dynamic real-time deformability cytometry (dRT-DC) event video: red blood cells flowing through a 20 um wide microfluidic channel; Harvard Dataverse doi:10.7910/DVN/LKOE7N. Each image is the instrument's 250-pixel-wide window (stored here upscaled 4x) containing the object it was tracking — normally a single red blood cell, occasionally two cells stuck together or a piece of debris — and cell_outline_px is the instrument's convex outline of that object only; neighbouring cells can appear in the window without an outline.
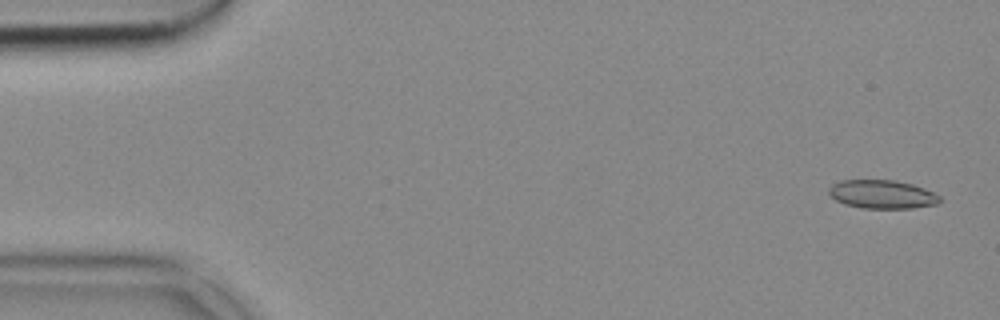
{"species": "common noctule bat (a hibernating species)", "species_latin": "Nyctalus noctula", "temperature_condition": "cold", "stored_images_in_passage": 27, "camera_frame_rate_fps": 3000, "um_per_image_px": 0.085, "animal": {"sex": "female", "body_mass_g": 18.4}, "frame": {"image": 1, "passage_image": 2, "time_ms": 0.333, "image_size_px": [1000, 320], "cell_outline_px": [[940, 200], [936, 204], [912, 208], [860, 208], [844, 204], [836, 200], [828, 192], [828, 188], [832, 184], [840, 180], [896, 180], [912, 184], [924, 188], [940, 196]], "centroid_in_image_um": [74.95, 16.51], "position_along_channel_um": 10.0, "area_um2": 18.44}}
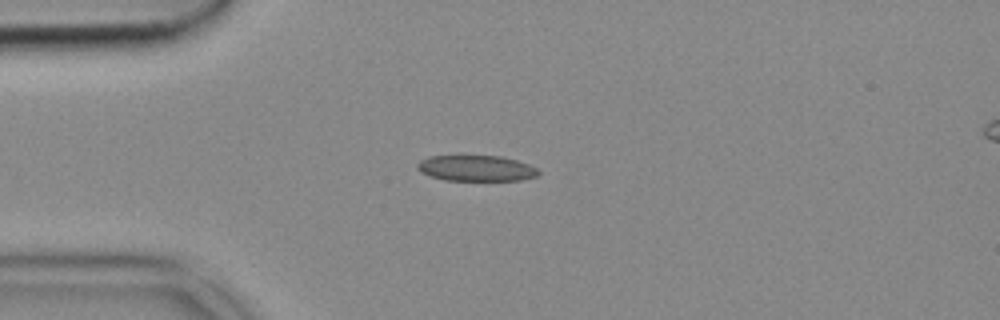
{"frame": {"image": 2, "passage_image": 13, "time_ms": 4.0, "image_size_px": [1000, 320], "cell_outline_px": [[540, 172], [536, 176], [520, 180], [444, 180], [420, 172], [416, 168], [416, 164], [420, 160], [428, 156], [500, 156], [516, 160], [528, 164], [536, 168]], "centroid_in_image_um": [40.44, 14.3], "position_along_channel_um": 44.6, "area_um2": 18.09}}
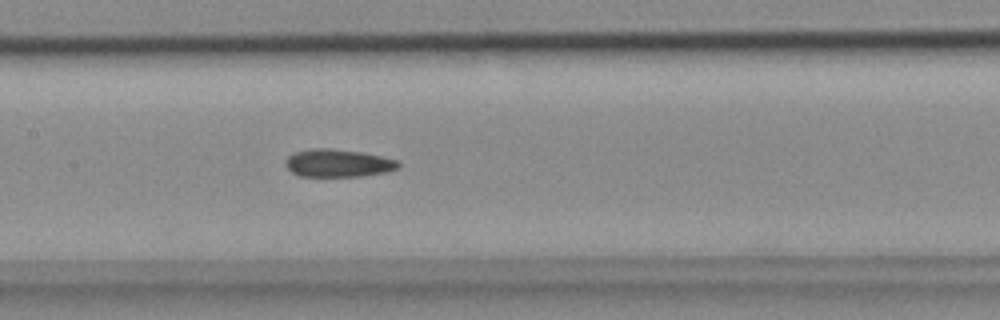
{"frame": {"image": 3, "passage_image": 25, "time_ms": 8.0, "image_size_px": [1000, 320], "cell_outline_px": [[400, 168], [388, 172], [360, 176], [300, 176], [292, 172], [284, 164], [284, 160], [292, 152], [312, 148], [332, 148], [364, 152], [396, 160], [400, 164]], "centroid_in_image_um": [28.72, 13.85], "position_along_channel_um": 178.7, "area_um2": 18.5}}